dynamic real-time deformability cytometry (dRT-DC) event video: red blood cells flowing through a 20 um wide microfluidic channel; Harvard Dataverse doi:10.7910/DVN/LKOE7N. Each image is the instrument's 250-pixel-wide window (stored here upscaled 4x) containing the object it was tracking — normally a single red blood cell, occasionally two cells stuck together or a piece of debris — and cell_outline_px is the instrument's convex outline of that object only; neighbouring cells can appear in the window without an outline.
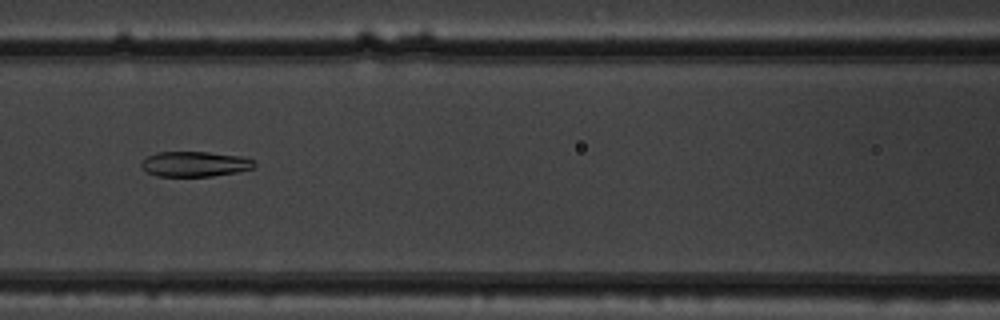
{"species": "common noctule bat (a hibernating species)", "species_latin": "Nyctalus noctula", "temperature_condition": "warm", "stored_images_in_passage": 53, "camera_frame_rate_fps": 3000, "um_per_image_px": 0.085, "animal": {"sex": "male", "body_mass_g": 19.5, "forearm_length_mm": 54.6}, "frame": {"image": 1, "passage_image": 24, "time_ms": 7.667, "image_size_px": [1000, 320], "cell_outline_px": [[256, 168], [236, 172], [212, 176], [156, 176], [148, 172], [140, 164], [148, 156], [156, 152], [208, 152], [240, 156], [256, 160]], "centroid_in_image_um": [16.62, 13.94], "position_along_channel_um": 150.0, "area_um2": 16.59}}
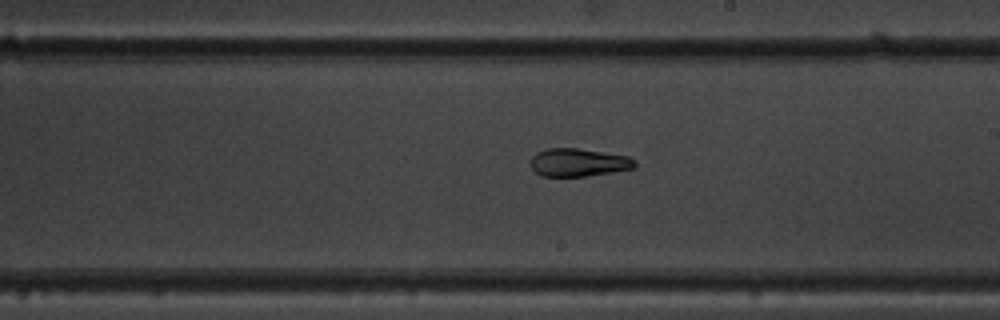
{"frame": {"image": 2, "passage_image": 31, "time_ms": 10.0, "image_size_px": [1000, 320], "cell_outline_px": [[636, 168], [612, 172], [584, 176], [540, 176], [532, 168], [532, 156], [536, 152], [548, 148], [576, 148], [628, 156], [636, 160]], "centroid_in_image_um": [49.18, 13.81], "position_along_channel_um": 239.8, "area_um2": 16.94}}
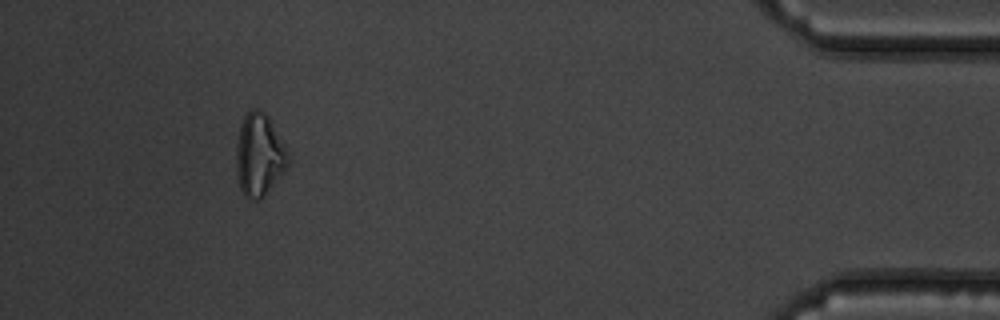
{"frame": {"image": 3, "passage_image": 49, "time_ms": 16.0, "image_size_px": [1000, 320], "cell_outline_px": [[288, 164], [264, 196], [260, 200], [248, 200], [244, 196], [240, 188], [236, 172], [236, 144], [240, 124], [244, 116], [252, 108], [256, 108], [264, 112], [268, 116], [288, 152]], "centroid_in_image_um": [21.99, 13.17], "position_along_channel_um": 413.2, "area_um2": 24.8}, "authors_computed_cell_mechanics": {"area_um2": 21.0392, "velocity_mm_per_s": 3.8595, "shape_relaxation_time_tau1_ms": null, "shape_relaxation_time_tau2_ms": 4.699, "deformation_change_tau1": null, "deformation_change_tau2": 0.0595}}